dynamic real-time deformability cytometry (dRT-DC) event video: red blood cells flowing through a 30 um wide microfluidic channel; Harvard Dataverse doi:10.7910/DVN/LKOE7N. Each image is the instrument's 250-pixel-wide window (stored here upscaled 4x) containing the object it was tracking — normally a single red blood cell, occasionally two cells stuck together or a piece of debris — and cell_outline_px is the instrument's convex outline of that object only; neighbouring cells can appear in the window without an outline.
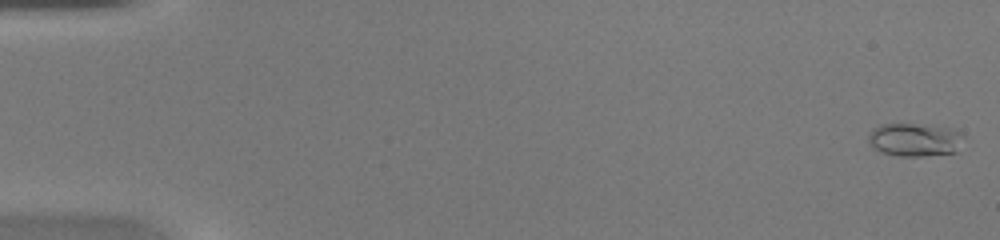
{"species": "common noctule bat (a hibernating species)", "species_latin": "Nyctalus noctula", "temperature_condition": "warm", "stored_images_in_passage": 46, "camera_frame_rate_fps": 3000, "um_per_image_px": 0.085, "animal": {"sex": "female", "body_mass_g": 20.0, "forearm_length_mm": 54.0}, "frame": {"image": 1, "passage_image": 2, "time_ms": 0.333, "image_size_px": [1000, 240], "cell_outline_px": [[964, 136], [956, 152], [924, 156], [896, 156], [872, 148], [868, 140], [868, 132], [872, 128], [880, 124], [912, 124], [952, 128], [960, 132]], "centroid_in_image_um": [77.72, 11.87], "position_along_channel_um": 7.3, "area_um2": 18.5}}
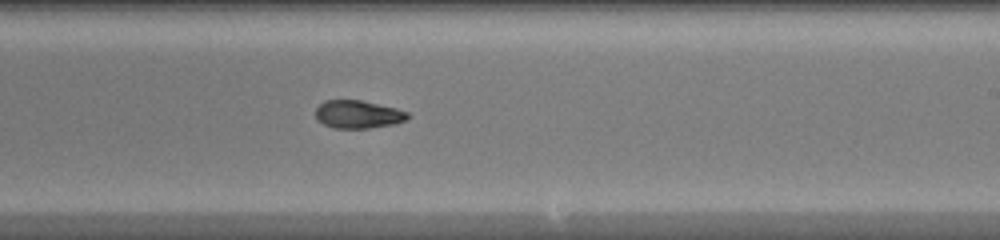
{"frame": {"image": 2, "passage_image": 29, "time_ms": 9.333, "image_size_px": [1000, 240], "cell_outline_px": [[412, 116], [396, 124], [368, 128], [332, 128], [316, 120], [316, 108], [324, 100], [360, 100], [396, 108], [408, 112]], "centroid_in_image_um": [30.43, 9.72], "position_along_channel_um": 258.6, "area_um2": 15.09}}
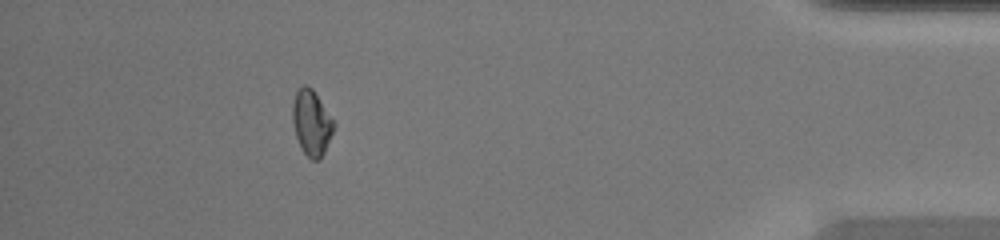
{"frame": {"image": 3, "passage_image": 42, "time_ms": 13.667, "image_size_px": [1000, 240], "cell_outline_px": [[336, 128], [320, 160], [312, 160], [300, 148], [296, 136], [292, 120], [292, 104], [296, 92], [304, 84], [312, 88], [336, 124]], "centroid_in_image_um": [26.49, 10.45], "position_along_channel_um": 408.7, "area_um2": 15.78}}